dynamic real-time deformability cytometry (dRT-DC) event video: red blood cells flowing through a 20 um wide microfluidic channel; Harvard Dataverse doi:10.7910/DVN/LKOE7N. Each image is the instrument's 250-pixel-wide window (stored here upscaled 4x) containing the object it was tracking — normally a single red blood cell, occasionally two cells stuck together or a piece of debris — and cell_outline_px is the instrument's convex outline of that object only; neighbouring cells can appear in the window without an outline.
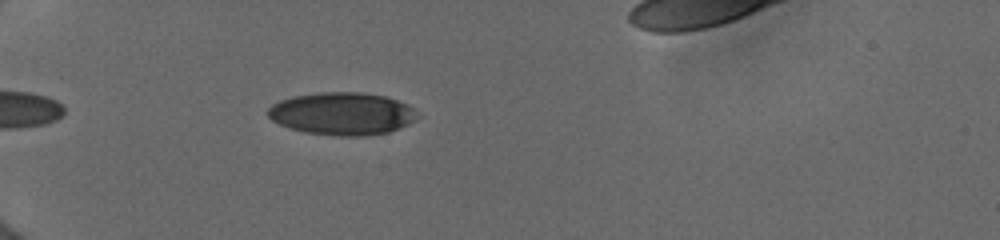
{"species": "human", "species_latin": "Homo sapiens", "temperature_condition": "cold", "stored_images_in_passage": 36, "camera_frame_rate_fps": 3000, "um_per_image_px": 0.085, "donor": {"sex": "female"}, "frame": {"image": 1, "passage_image": 4, "time_ms": 1.0, "image_size_px": [1000, 240], "cell_outline_px": [[416, 120], [408, 124], [388, 132], [364, 136], [336, 136], [304, 132], [280, 124], [272, 120], [264, 112], [272, 104], [280, 100], [292, 96], [320, 92], [360, 92], [384, 96], [408, 104], [412, 108]], "centroid_in_image_um": [29.03, 9.66], "position_along_channel_um": 56.0, "area_um2": 36.99}}
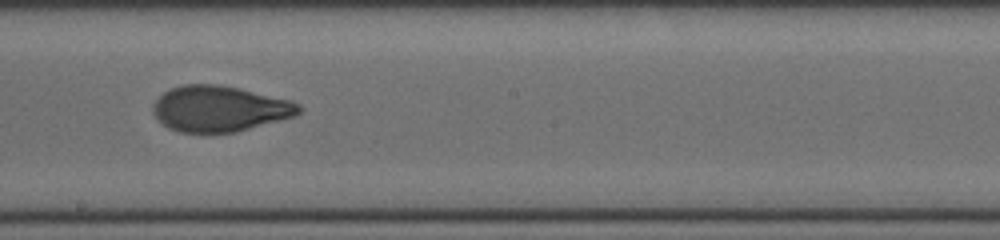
{"frame": {"image": 2, "passage_image": 19, "time_ms": 6.0, "image_size_px": [1000, 240], "cell_outline_px": [[300, 112], [292, 116], [236, 132], [180, 132], [168, 128], [152, 112], [152, 104], [164, 92], [172, 88], [184, 84], [216, 84], [240, 88], [288, 100], [300, 104]], "centroid_in_image_um": [18.62, 9.23], "position_along_channel_um": 229.6, "area_um2": 38.38}}
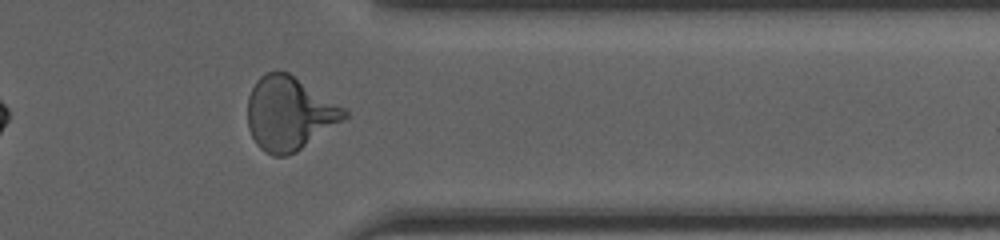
{"frame": {"image": 3, "passage_image": 31, "time_ms": 10.0, "image_size_px": [1000, 240], "cell_outline_px": [[348, 116], [344, 120], [296, 152], [288, 156], [272, 156], [264, 152], [256, 144], [248, 128], [248, 96], [256, 80], [264, 72], [288, 72], [344, 108], [348, 112]], "centroid_in_image_um": [24.56, 9.67], "position_along_channel_um": 386.8, "area_um2": 41.27}, "authors_computed_cell_mechanics": {"area_um2": 38.8705, "velocity_mm_per_s": 4.0008, "shape_relaxation_time_tau1_ms": 4.2816, "shape_relaxation_time_tau2_ms": 0.9267, "deformation_change_tau1": 0.1816, "deformation_change_tau2": 0.0617}}